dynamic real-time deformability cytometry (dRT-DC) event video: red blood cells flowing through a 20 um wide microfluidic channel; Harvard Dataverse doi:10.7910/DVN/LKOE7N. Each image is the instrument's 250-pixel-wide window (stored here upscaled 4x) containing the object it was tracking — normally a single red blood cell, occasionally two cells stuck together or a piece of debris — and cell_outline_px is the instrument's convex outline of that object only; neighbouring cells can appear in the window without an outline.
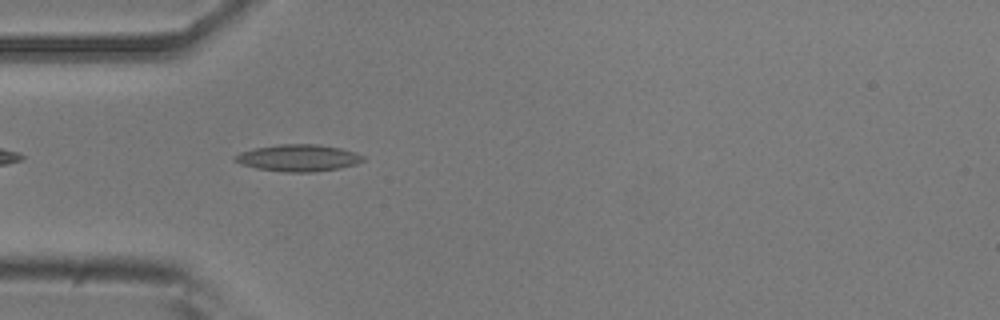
{"species": "common noctule bat (a hibernating species)", "species_latin": "Nyctalus noctula", "temperature_condition": "room temperature", "stored_images_in_passage": 35, "camera_frame_rate_fps": 3000, "um_per_image_px": 0.085, "animal": {"sex": "male", "body_mass_g": 20.5, "forearm_length_mm": 52.5}, "frame": {"image": 1, "passage_image": 3, "time_ms": 0.667, "image_size_px": [1000, 320], "cell_outline_px": [[364, 160], [356, 164], [340, 168], [312, 172], [284, 172], [256, 168], [240, 164], [236, 160], [236, 156], [240, 152], [256, 148], [280, 144], [320, 144], [340, 148], [356, 152], [364, 156]], "centroid_in_image_um": [25.4, 13.42], "position_along_channel_um": 59.6, "area_um2": 19.94}}
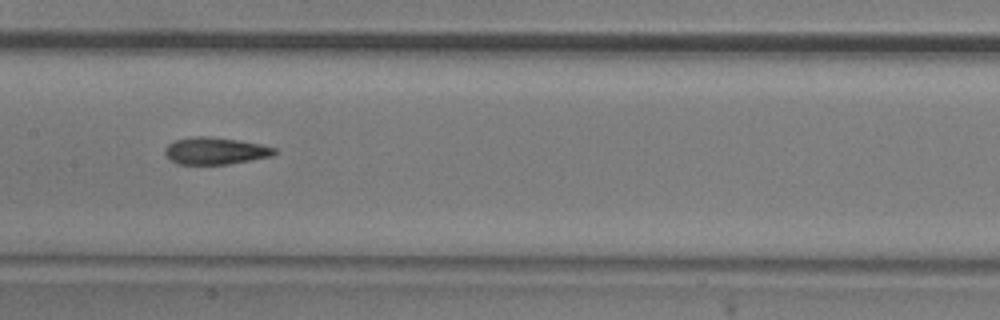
{"frame": {"image": 2, "passage_image": 13, "time_ms": 4.0, "image_size_px": [1000, 320], "cell_outline_px": [[276, 152], [272, 156], [228, 164], [180, 164], [172, 160], [164, 152], [164, 148], [168, 144], [176, 140], [196, 136], [208, 136], [240, 140], [260, 144], [276, 148]], "centroid_in_image_um": [18.31, 12.81], "position_along_channel_um": 189.1, "area_um2": 17.11}}
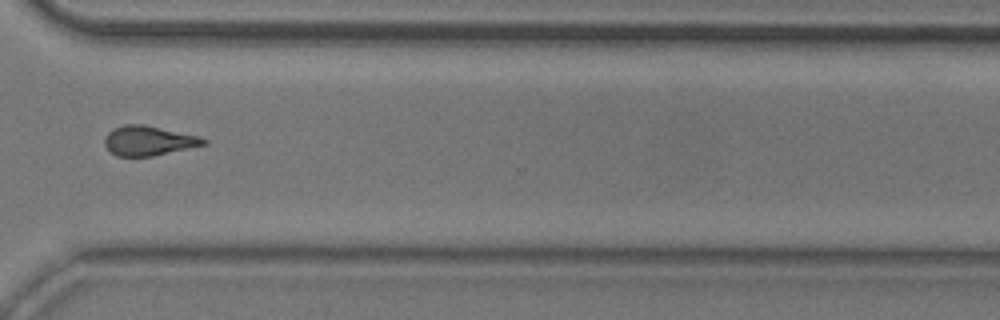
{"frame": {"image": 3, "passage_image": 26, "time_ms": 8.333, "image_size_px": [1000, 320], "cell_outline_px": [[208, 144], [152, 156], [116, 156], [104, 144], [104, 136], [108, 132], [124, 124], [144, 124], [200, 136], [208, 140]], "centroid_in_image_um": [12.65, 11.95], "position_along_channel_um": 357.9, "area_um2": 17.11}, "authors_computed_cell_mechanics": {"area_um2": 17.2244, "velocity_mm_per_s": 3.9097, "shape_relaxation_time_tau1_ms": 7.4897, "shape_relaxation_time_tau2_ms": 3.1015, "deformation_change_tau1": 0.1929, "deformation_change_tau2": 0.1}}